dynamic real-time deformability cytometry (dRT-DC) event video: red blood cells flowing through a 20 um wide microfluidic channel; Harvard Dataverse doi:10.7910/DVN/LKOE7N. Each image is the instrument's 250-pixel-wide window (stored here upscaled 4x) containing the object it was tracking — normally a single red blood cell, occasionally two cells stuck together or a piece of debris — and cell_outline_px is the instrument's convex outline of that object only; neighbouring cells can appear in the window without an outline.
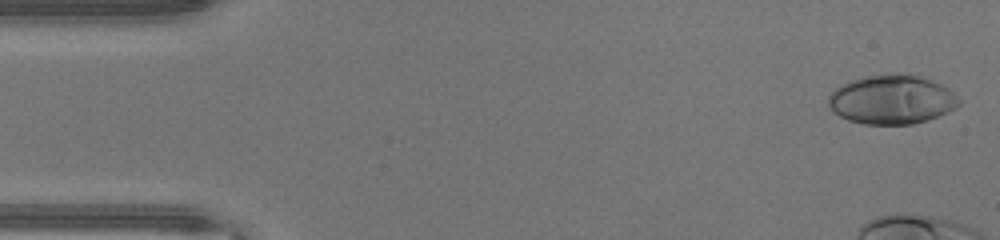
{"species": "human", "species_latin": "Homo sapiens", "temperature_condition": "warm", "stored_images_in_passage": 8, "camera_frame_rate_fps": 3000, "um_per_image_px": 0.085, "donor": {"sex": "male"}, "frame": {"image": 1, "passage_image": 1, "time_ms": 0.0, "image_size_px": [1000, 240], "cell_outline_px": [[960, 104], [956, 108], [948, 112], [928, 120], [912, 124], [864, 124], [848, 120], [840, 116], [828, 104], [828, 96], [836, 88], [852, 80], [864, 76], [908, 72], [932, 80], [948, 88], [960, 100]], "centroid_in_image_um": [75.83, 8.45], "position_along_channel_um": 9.2, "area_um2": 37.4}}